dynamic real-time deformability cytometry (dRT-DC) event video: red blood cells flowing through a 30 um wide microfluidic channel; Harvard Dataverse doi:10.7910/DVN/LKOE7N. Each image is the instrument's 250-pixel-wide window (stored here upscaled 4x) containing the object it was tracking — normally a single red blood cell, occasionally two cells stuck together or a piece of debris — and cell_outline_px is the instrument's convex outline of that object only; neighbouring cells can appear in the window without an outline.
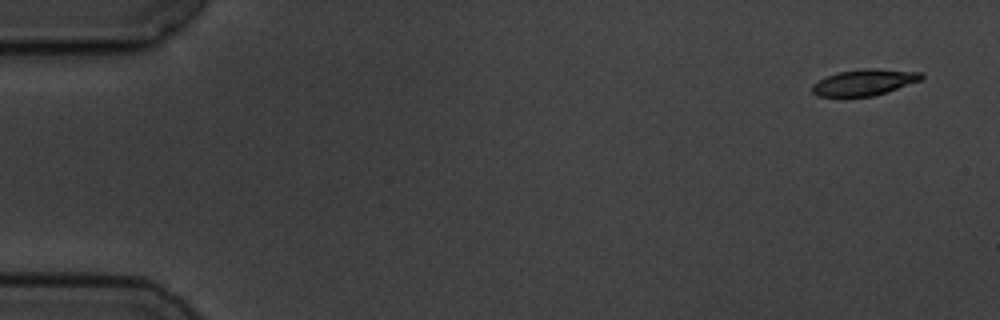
{"species": "common noctule bat (a hibernating species)", "species_latin": "Nyctalus noctula", "temperature_condition": "cold", "stored_images_in_passage": 5, "segment_of_instrument_passage": [1, 2], "camera_frame_rate_fps": 3000, "um_per_image_px": 0.085, "animal": {"sex": "male", "body_mass_g": 19.5, "forearm_length_mm": 54.6}, "frame": {"image": 1, "passage_image": 1, "time_ms": 0.0, "image_size_px": [1000, 320], "cell_outline_px": [[924, 76], [920, 80], [872, 96], [816, 96], [812, 92], [812, 84], [836, 72], [864, 68], [876, 68], [924, 72]], "centroid_in_image_um": [73.46, 6.98], "position_along_channel_um": 11.5, "area_um2": 16.47}}